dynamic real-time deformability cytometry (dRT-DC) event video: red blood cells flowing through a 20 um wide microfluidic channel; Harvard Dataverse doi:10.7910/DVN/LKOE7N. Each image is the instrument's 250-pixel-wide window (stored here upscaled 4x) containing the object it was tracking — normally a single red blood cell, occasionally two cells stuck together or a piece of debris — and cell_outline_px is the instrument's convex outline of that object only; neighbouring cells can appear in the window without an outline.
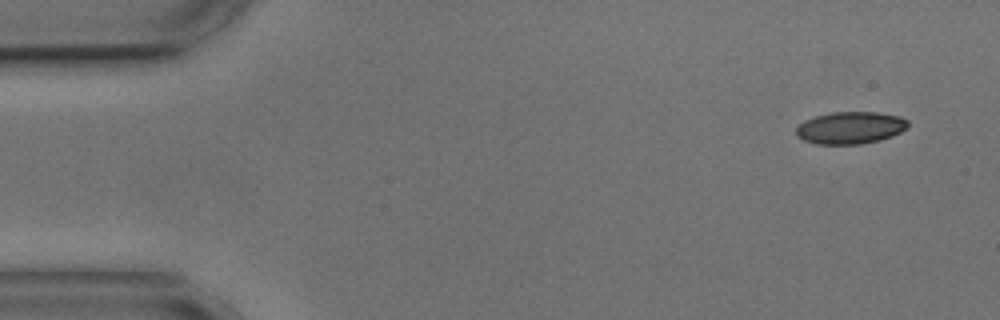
{"species": "common noctule bat (a hibernating species)", "species_latin": "Nyctalus noctula", "temperature_condition": "cold", "stored_images_in_passage": 5, "camera_frame_rate_fps": 3000, "um_per_image_px": 0.085, "animal": {"sex": "male", "body_mass_g": 17.9, "forearm_length_mm": 54.2}, "frame": {"image": 1, "passage_image": 1, "time_ms": 0.0, "image_size_px": [1000, 320], "cell_outline_px": [[908, 128], [892, 136], [880, 140], [860, 144], [816, 144], [804, 140], [796, 136], [796, 128], [804, 120], [816, 116], [832, 112], [876, 112], [900, 116], [908, 120]], "centroid_in_image_um": [72.29, 10.86], "position_along_channel_um": 12.7, "area_um2": 21.04}}
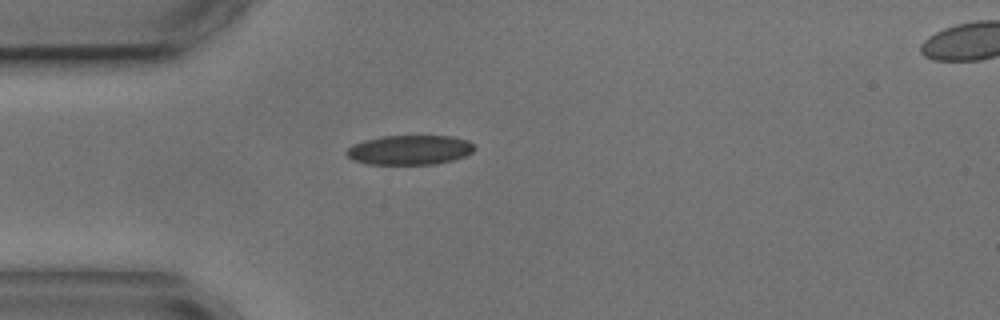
{"frame": {"image": 2, "passage_image": 4, "time_ms": 3.667, "image_size_px": [1000, 320], "cell_outline_px": [[476, 148], [472, 152], [464, 156], [452, 160], [436, 164], [368, 164], [352, 160], [344, 152], [352, 144], [364, 140], [380, 136], [452, 136], [468, 140]], "centroid_in_image_um": [34.8, 12.74], "position_along_channel_um": 50.2, "area_um2": 22.14}}